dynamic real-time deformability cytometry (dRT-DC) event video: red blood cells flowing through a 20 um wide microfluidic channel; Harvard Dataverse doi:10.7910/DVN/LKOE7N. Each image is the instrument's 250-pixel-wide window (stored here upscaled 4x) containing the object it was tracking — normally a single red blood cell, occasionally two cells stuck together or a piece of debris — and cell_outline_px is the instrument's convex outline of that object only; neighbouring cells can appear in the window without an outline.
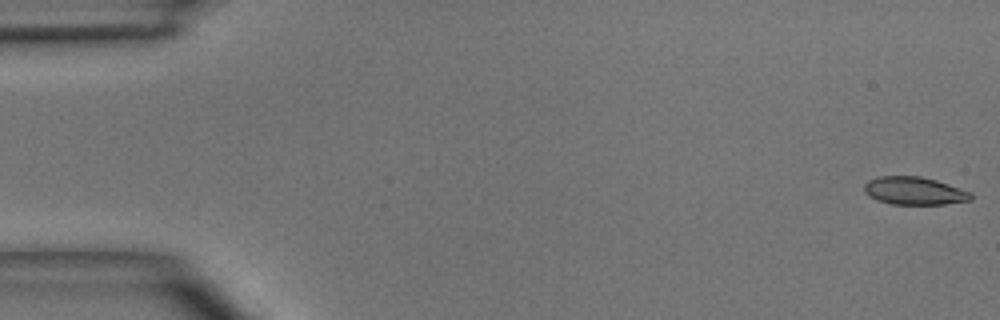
{"species": "common noctule bat (a hibernating species)", "species_latin": "Nyctalus noctula", "temperature_condition": "room temperature", "stored_images_in_passage": 5, "camera_frame_rate_fps": 3000, "um_per_image_px": 0.085, "animal": {"sex": "male", "body_mass_g": 15.6}, "frame": {"image": 1, "passage_image": 1, "time_ms": 0.0, "image_size_px": [1000, 320], "cell_outline_px": [[972, 200], [944, 204], [892, 204], [876, 200], [868, 196], [864, 192], [864, 184], [868, 180], [880, 176], [920, 176], [936, 180], [972, 192]], "centroid_in_image_um": [77.7, 16.22], "position_along_channel_um": 7.3, "area_um2": 17.4}}
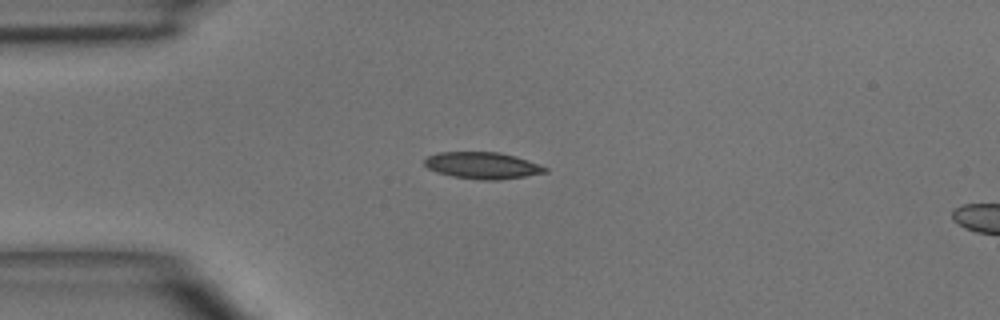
{"frame": {"image": 2, "passage_image": 4, "time_ms": 3.667, "image_size_px": [1000, 320], "cell_outline_px": [[548, 172], [500, 180], [480, 180], [452, 176], [436, 172], [428, 168], [424, 164], [424, 160], [428, 156], [440, 152], [500, 152], [516, 156], [548, 168]], "centroid_in_image_um": [41.0, 14.06], "position_along_channel_um": 44.0, "area_um2": 18.73}}